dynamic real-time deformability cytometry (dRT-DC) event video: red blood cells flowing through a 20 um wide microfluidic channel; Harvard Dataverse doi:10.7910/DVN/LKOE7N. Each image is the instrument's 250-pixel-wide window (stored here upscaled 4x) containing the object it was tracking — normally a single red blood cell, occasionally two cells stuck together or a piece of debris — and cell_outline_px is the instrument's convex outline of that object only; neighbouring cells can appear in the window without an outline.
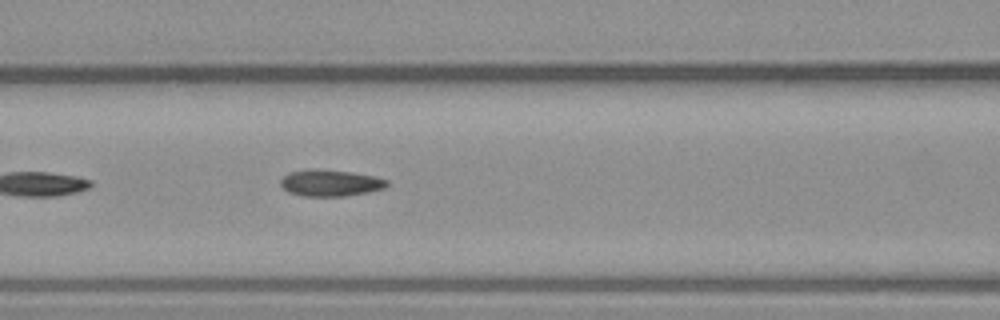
{"species": "common noctule bat (a hibernating species)", "species_latin": "Nyctalus noctula", "temperature_condition": "warm", "stored_images_in_passage": 4, "camera_frame_rate_fps": 3000, "um_per_image_px": 0.085, "animal": {"sex": "male", "body_mass_g": 23.1, "forearm_length_mm": 52.7}, "frame": {"image": 1, "passage_image": 4, "time_ms": 3.667, "image_size_px": [1000, 320], "cell_outline_px": [[388, 184], [384, 188], [368, 192], [344, 196], [304, 196], [288, 192], [280, 184], [280, 180], [288, 172], [308, 168], [316, 168], [352, 172], [372, 176], [388, 180]], "centroid_in_image_um": [28.04, 15.53], "position_along_channel_um": 138.6, "area_um2": 16.53}}